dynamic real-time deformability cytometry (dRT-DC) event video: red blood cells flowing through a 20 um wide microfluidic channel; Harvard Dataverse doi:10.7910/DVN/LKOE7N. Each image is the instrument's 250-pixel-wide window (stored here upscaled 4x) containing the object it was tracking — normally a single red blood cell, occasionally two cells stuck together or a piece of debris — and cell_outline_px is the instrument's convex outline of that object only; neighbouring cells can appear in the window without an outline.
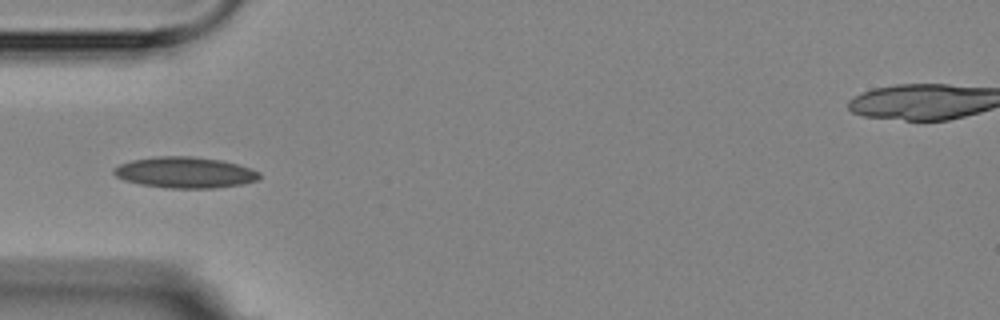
{"species": "Egyptian fruit bat (a non-hibernating species)", "species_latin": "Rousettus aegyptiacus", "temperature_condition": "room temperature", "stored_images_in_passage": 8, "camera_frame_rate_fps": 3000, "um_per_image_px": 0.085, "animal": {"sex": "female"}, "frame": {"image": 1, "passage_image": 4, "time_ms": 3.333, "image_size_px": [1000, 320], "cell_outline_px": [[260, 176], [256, 180], [240, 184], [212, 188], [164, 188], [140, 184], [124, 180], [116, 176], [112, 172], [112, 168], [120, 164], [132, 160], [156, 156], [192, 156], [224, 160], [260, 172]], "centroid_in_image_um": [15.67, 14.65], "position_along_channel_um": 69.3, "area_um2": 26.3}}
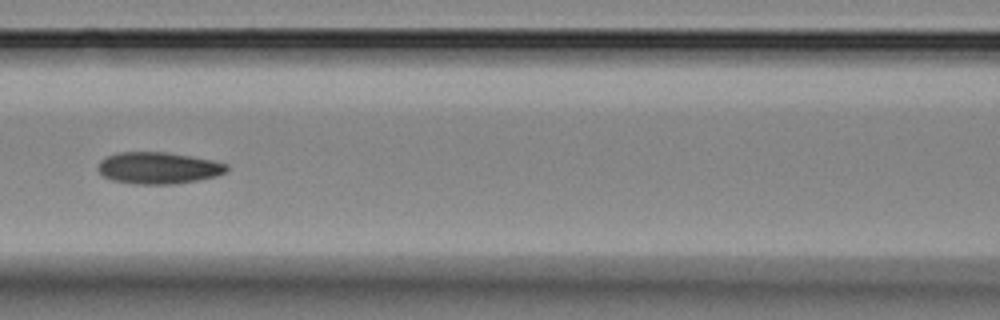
{"frame": {"image": 2, "passage_image": 6, "time_ms": 5.667, "image_size_px": [1000, 320], "cell_outline_px": [[228, 168], [224, 172], [216, 176], [176, 184], [136, 184], [112, 180], [104, 176], [96, 168], [100, 160], [108, 156], [120, 152], [164, 152], [212, 160], [228, 164]], "centroid_in_image_um": [13.43, 14.28], "position_along_channel_um": 153.2, "area_um2": 23.58}}
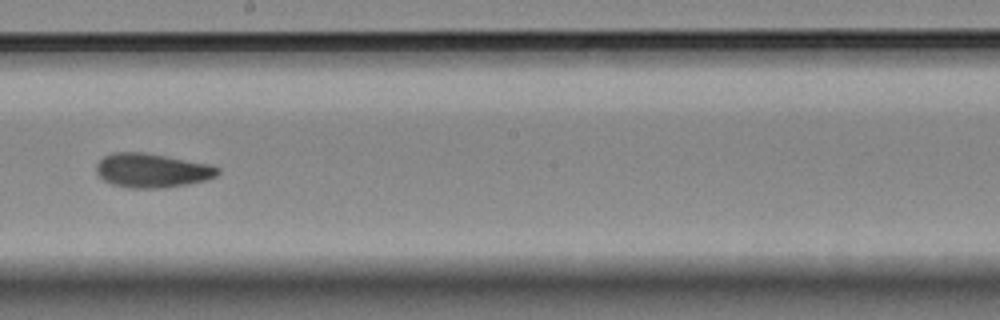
{"frame": {"image": 3, "passage_image": 8, "time_ms": 8.0, "image_size_px": [1000, 320], "cell_outline_px": [[220, 172], [216, 176], [204, 180], [188, 184], [160, 188], [128, 188], [112, 184], [104, 180], [96, 172], [96, 164], [104, 156], [112, 152], [144, 152], [208, 164], [220, 168]], "centroid_in_image_um": [12.89, 14.49], "position_along_channel_um": 235.3, "area_um2": 24.04}}